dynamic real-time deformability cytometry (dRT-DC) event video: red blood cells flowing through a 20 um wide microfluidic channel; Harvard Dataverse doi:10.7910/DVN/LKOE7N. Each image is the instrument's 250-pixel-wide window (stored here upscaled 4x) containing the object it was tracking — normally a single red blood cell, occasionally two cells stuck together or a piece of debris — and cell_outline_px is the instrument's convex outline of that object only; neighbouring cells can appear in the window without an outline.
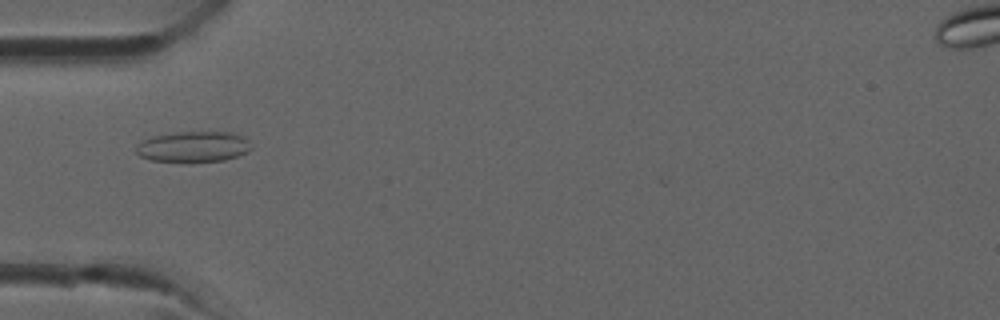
{"species": "common noctule bat (a hibernating species)", "species_latin": "Nyctalus noctula", "temperature_condition": "room temperature", "stored_images_in_passage": 36, "camera_frame_rate_fps": 3000, "um_per_image_px": 0.085, "animal": {"sex": "male", "forearm_length_mm": 52.5}, "frame": {"image": 1, "passage_image": 12, "time_ms": 3.667, "image_size_px": [1000, 320], "cell_outline_px": [[252, 148], [248, 152], [224, 160], [152, 160], [140, 156], [136, 152], [136, 144], [152, 136], [176, 132], [236, 132], [248, 140]], "centroid_in_image_um": [16.46, 12.43], "position_along_channel_um": 68.5, "area_um2": 20.17}}
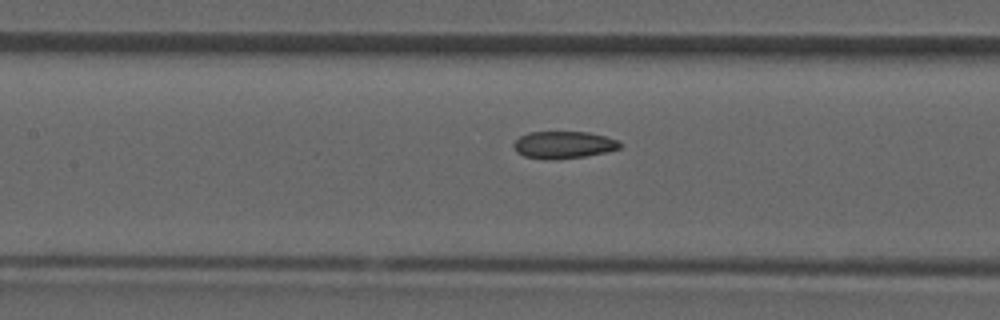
{"frame": {"image": 2, "passage_image": 17, "time_ms": 5.333, "image_size_px": [1000, 320], "cell_outline_px": [[624, 144], [620, 148], [608, 152], [584, 156], [556, 160], [548, 160], [524, 156], [516, 152], [512, 144], [520, 136], [528, 132], [588, 132], [620, 140]], "centroid_in_image_um": [47.92, 12.32], "position_along_channel_um": 159.5, "area_um2": 17.11}}
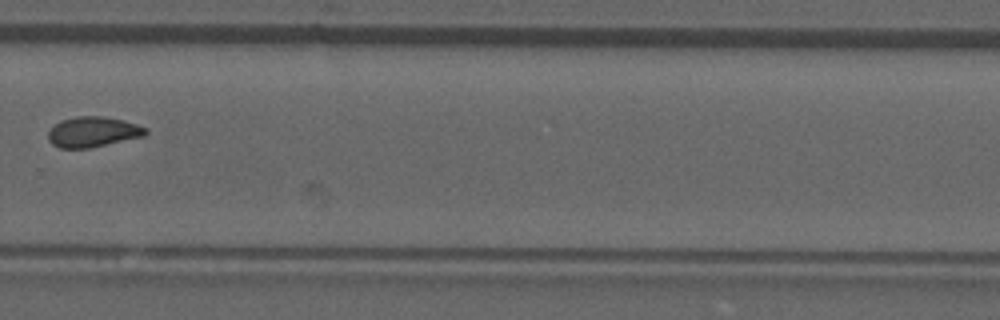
{"frame": {"image": 3, "passage_image": 26, "time_ms": 8.333, "image_size_px": [1000, 320], "cell_outline_px": [[148, 132], [144, 136], [88, 148], [60, 148], [52, 144], [48, 140], [48, 132], [60, 120], [76, 116], [104, 116], [124, 120], [148, 128]], "centroid_in_image_um": [7.9, 11.2], "position_along_channel_um": 321.9, "area_um2": 17.22}}